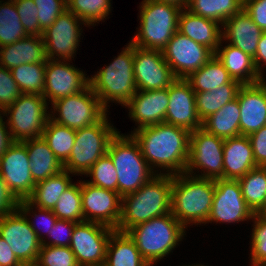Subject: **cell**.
<instances>
[{"instance_id":"6da1fadb","label":"cell","mask_w":266,"mask_h":266,"mask_svg":"<svg viewBox=\"0 0 266 266\" xmlns=\"http://www.w3.org/2000/svg\"><path fill=\"white\" fill-rule=\"evenodd\" d=\"M131 135L138 142L143 157L156 174L177 175L185 172L190 137L187 129L159 123L142 127L131 132ZM156 167L161 168L164 173L161 170L158 172V169L154 170Z\"/></svg>"},{"instance_id":"7a4b0ae2","label":"cell","mask_w":266,"mask_h":266,"mask_svg":"<svg viewBox=\"0 0 266 266\" xmlns=\"http://www.w3.org/2000/svg\"><path fill=\"white\" fill-rule=\"evenodd\" d=\"M173 175L156 174L137 191L122 197L121 218L115 230L134 226L171 213Z\"/></svg>"},{"instance_id":"3957f363","label":"cell","mask_w":266,"mask_h":266,"mask_svg":"<svg viewBox=\"0 0 266 266\" xmlns=\"http://www.w3.org/2000/svg\"><path fill=\"white\" fill-rule=\"evenodd\" d=\"M215 180L187 173L173 175L172 215L185 227L206 224L214 198Z\"/></svg>"},{"instance_id":"277c9868","label":"cell","mask_w":266,"mask_h":266,"mask_svg":"<svg viewBox=\"0 0 266 266\" xmlns=\"http://www.w3.org/2000/svg\"><path fill=\"white\" fill-rule=\"evenodd\" d=\"M133 68L134 45L129 42L113 62L89 78V85L106 110L110 101L125 106L137 92Z\"/></svg>"},{"instance_id":"5b68a950","label":"cell","mask_w":266,"mask_h":266,"mask_svg":"<svg viewBox=\"0 0 266 266\" xmlns=\"http://www.w3.org/2000/svg\"><path fill=\"white\" fill-rule=\"evenodd\" d=\"M186 228L172 215L165 214L130 228L133 239L143 259L150 265L173 252L186 235Z\"/></svg>"},{"instance_id":"8992f818","label":"cell","mask_w":266,"mask_h":266,"mask_svg":"<svg viewBox=\"0 0 266 266\" xmlns=\"http://www.w3.org/2000/svg\"><path fill=\"white\" fill-rule=\"evenodd\" d=\"M107 153L117 171L118 193L122 197L137 191L156 175L131 134L124 136L118 131L110 140Z\"/></svg>"},{"instance_id":"52a82bcc","label":"cell","mask_w":266,"mask_h":266,"mask_svg":"<svg viewBox=\"0 0 266 266\" xmlns=\"http://www.w3.org/2000/svg\"><path fill=\"white\" fill-rule=\"evenodd\" d=\"M140 5V26L131 43L143 49L162 51L178 31L182 9L156 0H143Z\"/></svg>"},{"instance_id":"ba28073f","label":"cell","mask_w":266,"mask_h":266,"mask_svg":"<svg viewBox=\"0 0 266 266\" xmlns=\"http://www.w3.org/2000/svg\"><path fill=\"white\" fill-rule=\"evenodd\" d=\"M107 116L108 113L99 122L76 130L74 146L63 164L64 170L72 175H85L107 153L110 140L118 132Z\"/></svg>"},{"instance_id":"9c48e42d","label":"cell","mask_w":266,"mask_h":266,"mask_svg":"<svg viewBox=\"0 0 266 266\" xmlns=\"http://www.w3.org/2000/svg\"><path fill=\"white\" fill-rule=\"evenodd\" d=\"M43 95L22 93L3 111L8 116L7 127L14 141L42 137L50 113ZM48 112V113H47Z\"/></svg>"},{"instance_id":"30bf717a","label":"cell","mask_w":266,"mask_h":266,"mask_svg":"<svg viewBox=\"0 0 266 266\" xmlns=\"http://www.w3.org/2000/svg\"><path fill=\"white\" fill-rule=\"evenodd\" d=\"M51 107L50 119L74 130L95 124L108 113L90 85L77 94L56 100Z\"/></svg>"},{"instance_id":"8fae6325","label":"cell","mask_w":266,"mask_h":266,"mask_svg":"<svg viewBox=\"0 0 266 266\" xmlns=\"http://www.w3.org/2000/svg\"><path fill=\"white\" fill-rule=\"evenodd\" d=\"M224 140L202 127L190 132L189 158L185 173L201 178L223 179ZM200 169L201 175L194 173V170Z\"/></svg>"},{"instance_id":"7c38bea8","label":"cell","mask_w":266,"mask_h":266,"mask_svg":"<svg viewBox=\"0 0 266 266\" xmlns=\"http://www.w3.org/2000/svg\"><path fill=\"white\" fill-rule=\"evenodd\" d=\"M114 230L96 222L75 224L69 247L79 266H104L108 240Z\"/></svg>"},{"instance_id":"4fadbf2b","label":"cell","mask_w":266,"mask_h":266,"mask_svg":"<svg viewBox=\"0 0 266 266\" xmlns=\"http://www.w3.org/2000/svg\"><path fill=\"white\" fill-rule=\"evenodd\" d=\"M86 25L73 12L67 9L58 16L54 23L47 27L42 34L47 59L67 60L74 59L77 47L80 46L82 27Z\"/></svg>"},{"instance_id":"5bb4252c","label":"cell","mask_w":266,"mask_h":266,"mask_svg":"<svg viewBox=\"0 0 266 266\" xmlns=\"http://www.w3.org/2000/svg\"><path fill=\"white\" fill-rule=\"evenodd\" d=\"M0 236L10 245L22 265L35 264L41 242L18 208L0 218Z\"/></svg>"},{"instance_id":"9a60e30c","label":"cell","mask_w":266,"mask_h":266,"mask_svg":"<svg viewBox=\"0 0 266 266\" xmlns=\"http://www.w3.org/2000/svg\"><path fill=\"white\" fill-rule=\"evenodd\" d=\"M162 53L175 77L184 79L215 55L210 48L191 40L178 31L167 43Z\"/></svg>"},{"instance_id":"2e32d148","label":"cell","mask_w":266,"mask_h":266,"mask_svg":"<svg viewBox=\"0 0 266 266\" xmlns=\"http://www.w3.org/2000/svg\"><path fill=\"white\" fill-rule=\"evenodd\" d=\"M238 180L215 179L214 198L206 223H238L253 218Z\"/></svg>"},{"instance_id":"e0dca14e","label":"cell","mask_w":266,"mask_h":266,"mask_svg":"<svg viewBox=\"0 0 266 266\" xmlns=\"http://www.w3.org/2000/svg\"><path fill=\"white\" fill-rule=\"evenodd\" d=\"M29 163L26 146L20 141H15L0 158V175L17 201L28 199L36 185Z\"/></svg>"},{"instance_id":"ac0fdd59","label":"cell","mask_w":266,"mask_h":266,"mask_svg":"<svg viewBox=\"0 0 266 266\" xmlns=\"http://www.w3.org/2000/svg\"><path fill=\"white\" fill-rule=\"evenodd\" d=\"M84 221L96 222L113 229L121 218L122 196L113 190L93 186L81 180Z\"/></svg>"},{"instance_id":"d6986e66","label":"cell","mask_w":266,"mask_h":266,"mask_svg":"<svg viewBox=\"0 0 266 266\" xmlns=\"http://www.w3.org/2000/svg\"><path fill=\"white\" fill-rule=\"evenodd\" d=\"M134 78L137 90H162L177 78L165 61L162 51L134 45Z\"/></svg>"},{"instance_id":"ffe728a7","label":"cell","mask_w":266,"mask_h":266,"mask_svg":"<svg viewBox=\"0 0 266 266\" xmlns=\"http://www.w3.org/2000/svg\"><path fill=\"white\" fill-rule=\"evenodd\" d=\"M89 85V76L67 60L46 61L43 97L51 104L58 99L77 94ZM49 98V99H48Z\"/></svg>"},{"instance_id":"44dd1931","label":"cell","mask_w":266,"mask_h":266,"mask_svg":"<svg viewBox=\"0 0 266 266\" xmlns=\"http://www.w3.org/2000/svg\"><path fill=\"white\" fill-rule=\"evenodd\" d=\"M169 104L165 122L193 132L202 127L196 112L195 92L184 78H177L168 87Z\"/></svg>"},{"instance_id":"7402d4cb","label":"cell","mask_w":266,"mask_h":266,"mask_svg":"<svg viewBox=\"0 0 266 266\" xmlns=\"http://www.w3.org/2000/svg\"><path fill=\"white\" fill-rule=\"evenodd\" d=\"M240 135L248 136L266 125V81L240 87Z\"/></svg>"},{"instance_id":"603a6c76","label":"cell","mask_w":266,"mask_h":266,"mask_svg":"<svg viewBox=\"0 0 266 266\" xmlns=\"http://www.w3.org/2000/svg\"><path fill=\"white\" fill-rule=\"evenodd\" d=\"M168 104V88L149 91L137 90L125 105V108L129 109V117L138 123L137 128H134L133 131L164 123Z\"/></svg>"},{"instance_id":"cb8c5ba5","label":"cell","mask_w":266,"mask_h":266,"mask_svg":"<svg viewBox=\"0 0 266 266\" xmlns=\"http://www.w3.org/2000/svg\"><path fill=\"white\" fill-rule=\"evenodd\" d=\"M222 39L254 57L263 31L255 24L244 8L228 18L222 25Z\"/></svg>"},{"instance_id":"d4e9b609","label":"cell","mask_w":266,"mask_h":266,"mask_svg":"<svg viewBox=\"0 0 266 266\" xmlns=\"http://www.w3.org/2000/svg\"><path fill=\"white\" fill-rule=\"evenodd\" d=\"M257 167L248 136L226 138L223 145V179L237 180Z\"/></svg>"},{"instance_id":"484cf974","label":"cell","mask_w":266,"mask_h":266,"mask_svg":"<svg viewBox=\"0 0 266 266\" xmlns=\"http://www.w3.org/2000/svg\"><path fill=\"white\" fill-rule=\"evenodd\" d=\"M220 25L217 21L197 16L187 9H182L178 17V32L205 45L214 53L223 41V29L222 26L219 27Z\"/></svg>"},{"instance_id":"4316f807","label":"cell","mask_w":266,"mask_h":266,"mask_svg":"<svg viewBox=\"0 0 266 266\" xmlns=\"http://www.w3.org/2000/svg\"><path fill=\"white\" fill-rule=\"evenodd\" d=\"M42 36L27 35L15 43L0 47V66L11 70L22 64L46 63Z\"/></svg>"},{"instance_id":"83f0119b","label":"cell","mask_w":266,"mask_h":266,"mask_svg":"<svg viewBox=\"0 0 266 266\" xmlns=\"http://www.w3.org/2000/svg\"><path fill=\"white\" fill-rule=\"evenodd\" d=\"M221 44L222 41L215 55L233 80L244 85L258 83L264 79L256 71L253 57L230 44L224 47Z\"/></svg>"},{"instance_id":"f1b7e54d","label":"cell","mask_w":266,"mask_h":266,"mask_svg":"<svg viewBox=\"0 0 266 266\" xmlns=\"http://www.w3.org/2000/svg\"><path fill=\"white\" fill-rule=\"evenodd\" d=\"M27 149L31 176L35 183L54 176L63 170V165L56 158L43 137L22 141Z\"/></svg>"},{"instance_id":"f546056e","label":"cell","mask_w":266,"mask_h":266,"mask_svg":"<svg viewBox=\"0 0 266 266\" xmlns=\"http://www.w3.org/2000/svg\"><path fill=\"white\" fill-rule=\"evenodd\" d=\"M104 266H150L127 232L114 230L108 240Z\"/></svg>"},{"instance_id":"4dcf8cb0","label":"cell","mask_w":266,"mask_h":266,"mask_svg":"<svg viewBox=\"0 0 266 266\" xmlns=\"http://www.w3.org/2000/svg\"><path fill=\"white\" fill-rule=\"evenodd\" d=\"M202 128L223 139L240 136V107L237 98L204 119Z\"/></svg>"},{"instance_id":"1f68e13d","label":"cell","mask_w":266,"mask_h":266,"mask_svg":"<svg viewBox=\"0 0 266 266\" xmlns=\"http://www.w3.org/2000/svg\"><path fill=\"white\" fill-rule=\"evenodd\" d=\"M69 174L71 173L63 169L60 173L37 182L28 200L37 207L53 210L62 193L72 185Z\"/></svg>"},{"instance_id":"d6a6232c","label":"cell","mask_w":266,"mask_h":266,"mask_svg":"<svg viewBox=\"0 0 266 266\" xmlns=\"http://www.w3.org/2000/svg\"><path fill=\"white\" fill-rule=\"evenodd\" d=\"M186 80L195 93L209 92L229 83L232 78L222 62L214 55L198 70L192 72Z\"/></svg>"},{"instance_id":"836d02e7","label":"cell","mask_w":266,"mask_h":266,"mask_svg":"<svg viewBox=\"0 0 266 266\" xmlns=\"http://www.w3.org/2000/svg\"><path fill=\"white\" fill-rule=\"evenodd\" d=\"M241 86L240 82L232 79L229 83L209 92L195 93L196 112L201 122L236 99Z\"/></svg>"},{"instance_id":"e575fe53","label":"cell","mask_w":266,"mask_h":266,"mask_svg":"<svg viewBox=\"0 0 266 266\" xmlns=\"http://www.w3.org/2000/svg\"><path fill=\"white\" fill-rule=\"evenodd\" d=\"M237 180L246 205L259 214L266 206V167L257 166Z\"/></svg>"},{"instance_id":"d590c367","label":"cell","mask_w":266,"mask_h":266,"mask_svg":"<svg viewBox=\"0 0 266 266\" xmlns=\"http://www.w3.org/2000/svg\"><path fill=\"white\" fill-rule=\"evenodd\" d=\"M244 0H193L187 10L204 18L217 21L221 26L224 22L243 9Z\"/></svg>"},{"instance_id":"8d00e7d4","label":"cell","mask_w":266,"mask_h":266,"mask_svg":"<svg viewBox=\"0 0 266 266\" xmlns=\"http://www.w3.org/2000/svg\"><path fill=\"white\" fill-rule=\"evenodd\" d=\"M76 130L55 123L50 118L47 120L43 131V139L63 165L69 158L74 146Z\"/></svg>"},{"instance_id":"74e56055","label":"cell","mask_w":266,"mask_h":266,"mask_svg":"<svg viewBox=\"0 0 266 266\" xmlns=\"http://www.w3.org/2000/svg\"><path fill=\"white\" fill-rule=\"evenodd\" d=\"M46 63H28L12 68L11 73L21 93L43 95Z\"/></svg>"},{"instance_id":"f35d334b","label":"cell","mask_w":266,"mask_h":266,"mask_svg":"<svg viewBox=\"0 0 266 266\" xmlns=\"http://www.w3.org/2000/svg\"><path fill=\"white\" fill-rule=\"evenodd\" d=\"M0 1V47L15 43L27 36L14 1Z\"/></svg>"},{"instance_id":"ab89813d","label":"cell","mask_w":266,"mask_h":266,"mask_svg":"<svg viewBox=\"0 0 266 266\" xmlns=\"http://www.w3.org/2000/svg\"><path fill=\"white\" fill-rule=\"evenodd\" d=\"M78 183H72L59 197L58 202L52 210L57 219L69 220L76 223L84 221L81 181L79 180Z\"/></svg>"},{"instance_id":"60d3db41","label":"cell","mask_w":266,"mask_h":266,"mask_svg":"<svg viewBox=\"0 0 266 266\" xmlns=\"http://www.w3.org/2000/svg\"><path fill=\"white\" fill-rule=\"evenodd\" d=\"M67 10L73 12L86 26L103 21L111 11V0H66Z\"/></svg>"},{"instance_id":"b9f144b4","label":"cell","mask_w":266,"mask_h":266,"mask_svg":"<svg viewBox=\"0 0 266 266\" xmlns=\"http://www.w3.org/2000/svg\"><path fill=\"white\" fill-rule=\"evenodd\" d=\"M85 175L92 179L87 183L118 192V174L108 153L101 156Z\"/></svg>"},{"instance_id":"7bdbcfd3","label":"cell","mask_w":266,"mask_h":266,"mask_svg":"<svg viewBox=\"0 0 266 266\" xmlns=\"http://www.w3.org/2000/svg\"><path fill=\"white\" fill-rule=\"evenodd\" d=\"M35 266H79L69 246L41 245Z\"/></svg>"},{"instance_id":"ee69618b","label":"cell","mask_w":266,"mask_h":266,"mask_svg":"<svg viewBox=\"0 0 266 266\" xmlns=\"http://www.w3.org/2000/svg\"><path fill=\"white\" fill-rule=\"evenodd\" d=\"M251 236V266H266V220L254 214Z\"/></svg>"},{"instance_id":"f6af8a7d","label":"cell","mask_w":266,"mask_h":266,"mask_svg":"<svg viewBox=\"0 0 266 266\" xmlns=\"http://www.w3.org/2000/svg\"><path fill=\"white\" fill-rule=\"evenodd\" d=\"M17 208L27 217L28 222H29L30 226L32 227V229L34 230V232L36 233L38 240L42 243L45 240L44 235L48 236L49 230L52 229L53 225L57 221V217L54 215L53 211L37 207V206L33 205L28 199L18 201V207ZM33 209H37L39 215L36 214L37 213L36 210H35V212H33ZM31 213H33V214L31 215ZM28 214L32 217L35 216L36 220H37V217L40 218V216H41V218L38 222L41 225L45 226V229H44V227L38 228L37 226H40V224L37 223V224H39V225H37L34 221L30 220L31 217L28 218L29 217ZM39 229H41V230L44 229L45 233H47V234L42 235L43 231H39Z\"/></svg>"},{"instance_id":"bcb514c9","label":"cell","mask_w":266,"mask_h":266,"mask_svg":"<svg viewBox=\"0 0 266 266\" xmlns=\"http://www.w3.org/2000/svg\"><path fill=\"white\" fill-rule=\"evenodd\" d=\"M19 14L20 21L27 35L42 36L43 30L39 26L38 8L34 0H13Z\"/></svg>"},{"instance_id":"7dc6e473","label":"cell","mask_w":266,"mask_h":266,"mask_svg":"<svg viewBox=\"0 0 266 266\" xmlns=\"http://www.w3.org/2000/svg\"><path fill=\"white\" fill-rule=\"evenodd\" d=\"M38 8V21L44 31L67 9L66 0H34Z\"/></svg>"},{"instance_id":"c3c4849f","label":"cell","mask_w":266,"mask_h":266,"mask_svg":"<svg viewBox=\"0 0 266 266\" xmlns=\"http://www.w3.org/2000/svg\"><path fill=\"white\" fill-rule=\"evenodd\" d=\"M21 94L11 70L0 66V112L12 105Z\"/></svg>"},{"instance_id":"681fc988","label":"cell","mask_w":266,"mask_h":266,"mask_svg":"<svg viewBox=\"0 0 266 266\" xmlns=\"http://www.w3.org/2000/svg\"><path fill=\"white\" fill-rule=\"evenodd\" d=\"M75 224L76 222L73 221L57 219L52 229L48 232L51 241L46 242L47 240H44L41 245L69 246Z\"/></svg>"},{"instance_id":"f907efd6","label":"cell","mask_w":266,"mask_h":266,"mask_svg":"<svg viewBox=\"0 0 266 266\" xmlns=\"http://www.w3.org/2000/svg\"><path fill=\"white\" fill-rule=\"evenodd\" d=\"M255 163L257 166L266 167V125L248 135Z\"/></svg>"},{"instance_id":"816d5d0a","label":"cell","mask_w":266,"mask_h":266,"mask_svg":"<svg viewBox=\"0 0 266 266\" xmlns=\"http://www.w3.org/2000/svg\"><path fill=\"white\" fill-rule=\"evenodd\" d=\"M244 10L263 32H266V0H244Z\"/></svg>"},{"instance_id":"f5cc1de1","label":"cell","mask_w":266,"mask_h":266,"mask_svg":"<svg viewBox=\"0 0 266 266\" xmlns=\"http://www.w3.org/2000/svg\"><path fill=\"white\" fill-rule=\"evenodd\" d=\"M18 201L9 192L6 183L0 175V218L16 210Z\"/></svg>"},{"instance_id":"db71d44e","label":"cell","mask_w":266,"mask_h":266,"mask_svg":"<svg viewBox=\"0 0 266 266\" xmlns=\"http://www.w3.org/2000/svg\"><path fill=\"white\" fill-rule=\"evenodd\" d=\"M0 265L1 266H22L14 255L10 245L0 236Z\"/></svg>"},{"instance_id":"11a10c76","label":"cell","mask_w":266,"mask_h":266,"mask_svg":"<svg viewBox=\"0 0 266 266\" xmlns=\"http://www.w3.org/2000/svg\"><path fill=\"white\" fill-rule=\"evenodd\" d=\"M253 62H254V65H255V68L258 74L262 78H264V75H263L264 71H262L263 69L262 67L266 65V32H263L261 34L256 54L253 57Z\"/></svg>"},{"instance_id":"9f6ffc18","label":"cell","mask_w":266,"mask_h":266,"mask_svg":"<svg viewBox=\"0 0 266 266\" xmlns=\"http://www.w3.org/2000/svg\"><path fill=\"white\" fill-rule=\"evenodd\" d=\"M1 115H3V112H0V158L7 152L10 146L15 142L12 139L10 131H8L7 129V122L3 121L4 119L3 116Z\"/></svg>"},{"instance_id":"6f0895ef","label":"cell","mask_w":266,"mask_h":266,"mask_svg":"<svg viewBox=\"0 0 266 266\" xmlns=\"http://www.w3.org/2000/svg\"><path fill=\"white\" fill-rule=\"evenodd\" d=\"M156 1L161 2V3L172 4V5L178 6L181 9L187 8L183 0H156Z\"/></svg>"},{"instance_id":"680465c9","label":"cell","mask_w":266,"mask_h":266,"mask_svg":"<svg viewBox=\"0 0 266 266\" xmlns=\"http://www.w3.org/2000/svg\"><path fill=\"white\" fill-rule=\"evenodd\" d=\"M259 215L266 220V206L260 211Z\"/></svg>"},{"instance_id":"91938a15","label":"cell","mask_w":266,"mask_h":266,"mask_svg":"<svg viewBox=\"0 0 266 266\" xmlns=\"http://www.w3.org/2000/svg\"><path fill=\"white\" fill-rule=\"evenodd\" d=\"M183 1H184V4L187 6L193 0H183Z\"/></svg>"},{"instance_id":"94428289","label":"cell","mask_w":266,"mask_h":266,"mask_svg":"<svg viewBox=\"0 0 266 266\" xmlns=\"http://www.w3.org/2000/svg\"><path fill=\"white\" fill-rule=\"evenodd\" d=\"M184 266V265H183ZM185 266H187V265H185ZM188 266H204V265H200V264H196V265H188ZM207 266V265H206Z\"/></svg>"}]
</instances>
